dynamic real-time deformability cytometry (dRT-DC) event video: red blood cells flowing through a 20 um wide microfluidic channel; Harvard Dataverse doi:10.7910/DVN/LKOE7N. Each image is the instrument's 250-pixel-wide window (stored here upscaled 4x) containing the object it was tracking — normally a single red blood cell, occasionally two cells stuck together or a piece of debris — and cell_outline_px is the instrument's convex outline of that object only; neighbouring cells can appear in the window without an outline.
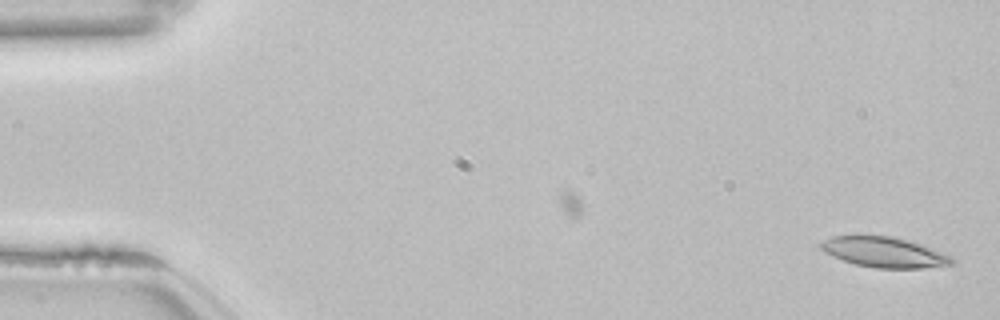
{"species": "common noctule bat (a hibernating species)", "species_latin": "Nyctalus noctula", "temperature_condition": "room temperature", "stored_images_in_passage": 53, "camera_frame_rate_fps": 3000, "um_per_image_px": 0.085, "animal": {"sex": "female", "body_mass_g": 22.7, "forearm_length_mm": 54.2}, "frame": {"image": 1, "passage_image": 1, "time_ms": 0.0, "image_size_px": [1000, 320], "cell_outline_px": [[956, 260], [952, 264], [920, 268], [876, 268], [856, 264], [844, 260], [824, 252], [820, 248], [820, 244], [824, 240], [832, 236], [892, 236], [908, 240], [920, 244], [952, 256]], "centroid_in_image_um": [75.17, 21.44], "position_along_channel_um": 9.8, "area_um2": 22.83}}
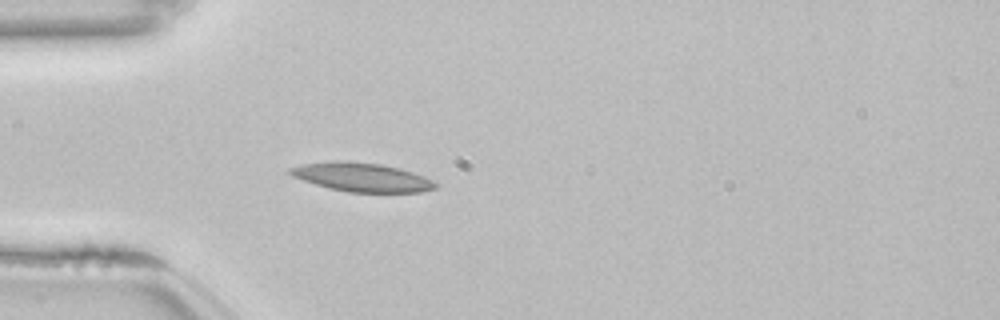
{"frame": {"image": 2, "passage_image": 15, "time_ms": 4.667, "image_size_px": [1000, 320], "cell_outline_px": [[440, 184], [436, 188], [420, 192], [348, 192], [328, 188], [292, 176], [288, 172], [288, 168], [304, 164], [332, 160], [340, 160], [380, 164], [400, 168], [424, 176]], "centroid_in_image_um": [30.77, 15.06], "position_along_channel_um": 54.2, "area_um2": 24.39}, "authors_computed_cell_mechanics": {"area_um2": 22.7732, "velocity_mm_per_s": 3.8326, "shape_relaxation_time_tau1_ms": 8.7148, "shape_relaxation_time_tau2_ms": 3.4918, "deformation_change_tau1": 0.214, "deformation_change_tau2": 0.0751}}